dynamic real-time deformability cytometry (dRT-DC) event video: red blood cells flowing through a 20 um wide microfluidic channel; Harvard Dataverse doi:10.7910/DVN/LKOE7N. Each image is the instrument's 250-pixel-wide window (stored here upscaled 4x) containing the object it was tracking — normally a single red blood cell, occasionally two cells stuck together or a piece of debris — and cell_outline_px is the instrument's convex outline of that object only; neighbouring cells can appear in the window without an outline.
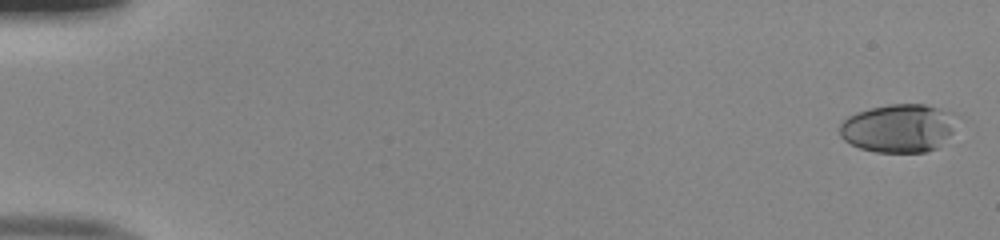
{"species": "human", "species_latin": "Homo sapiens", "temperature_condition": "room temperature", "stored_images_in_passage": 52, "camera_frame_rate_fps": 3000, "um_per_image_px": 0.085, "donor": {"sex": "male"}, "frame": {"image": 1, "passage_image": 1, "time_ms": 0.0, "image_size_px": [1000, 240], "cell_outline_px": [[960, 120], [952, 132], [936, 148], [924, 152], [876, 152], [860, 148], [844, 140], [840, 136], [840, 124], [848, 116], [856, 112], [888, 104], [924, 104], [940, 108], [952, 112], [960, 116]], "centroid_in_image_um": [76.42, 10.88], "position_along_channel_um": 8.6, "area_um2": 33.23}}
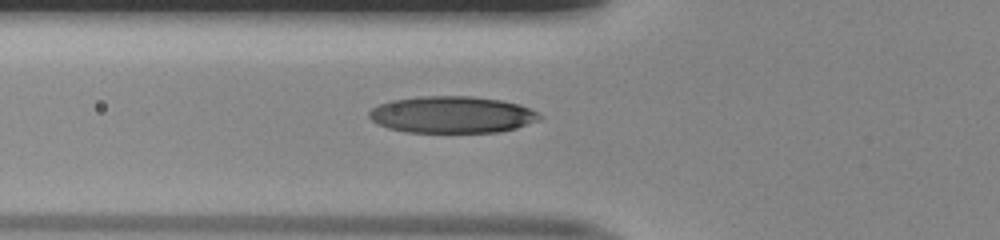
{"frame": {"image": 2, "passage_image": 20, "time_ms": 6.333, "image_size_px": [1000, 240], "cell_outline_px": [[544, 116], [540, 120], [516, 128], [500, 132], [408, 132], [388, 128], [376, 124], [368, 116], [368, 112], [372, 108], [380, 104], [392, 100], [420, 96], [472, 96], [500, 100], [520, 104]], "centroid_in_image_um": [38.42, 9.75], "position_along_channel_um": 87.4, "area_um2": 36.65}}
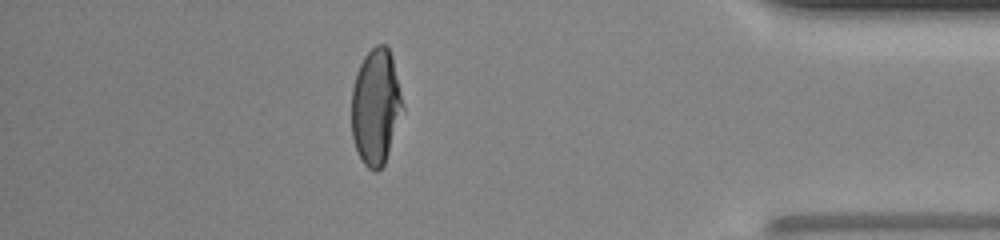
{"frame": {"image": 3, "passage_image": 46, "time_ms": 15.0, "image_size_px": [1000, 240], "cell_outline_px": [[404, 108], [384, 164], [376, 172], [368, 168], [360, 160], [352, 136], [352, 88], [356, 72], [364, 56], [376, 44], [388, 44], [392, 56], [404, 104]], "centroid_in_image_um": [31.95, 9.05], "position_along_channel_um": 403.3, "area_um2": 34.68}, "authors_computed_cell_mechanics": {"area_um2": 35.4025, "velocity_mm_per_s": 4.0349, "shape_relaxation_time_tau1_ms": 5.3124, "shape_relaxation_time_tau2_ms": 0.7219, "deformation_change_tau1": 0.2245, "deformation_change_tau2": 0.0592}}